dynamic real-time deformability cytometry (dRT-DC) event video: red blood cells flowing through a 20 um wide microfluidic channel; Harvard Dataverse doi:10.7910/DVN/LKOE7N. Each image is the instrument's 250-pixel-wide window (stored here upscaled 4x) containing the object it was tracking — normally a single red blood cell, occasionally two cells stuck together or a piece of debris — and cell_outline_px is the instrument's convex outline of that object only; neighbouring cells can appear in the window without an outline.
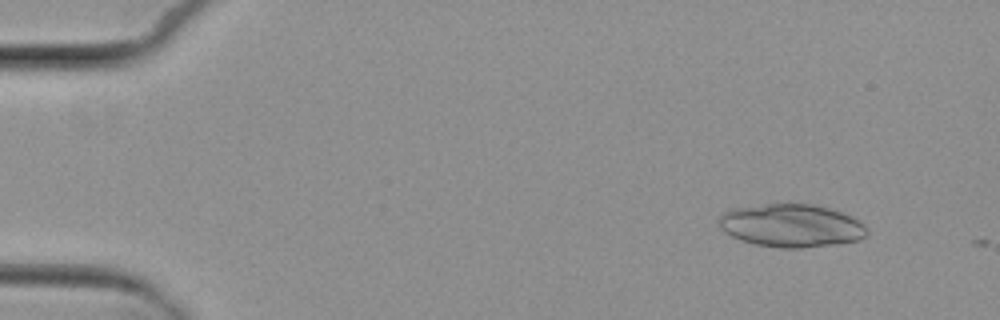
{"species": "common noctule bat (a hibernating species)", "species_latin": "Nyctalus noctula", "temperature_condition": "cold", "stored_images_in_passage": 3, "camera_frame_rate_fps": 3000, "um_per_image_px": 0.085, "animal": {"sex": "female", "body_mass_g": 29.2, "forearm_length_mm": 56.3}, "frame": {"image": 1, "passage_image": 2, "time_ms": 1.333, "image_size_px": [1000, 320], "cell_outline_px": [[868, 232], [860, 240], [836, 244], [804, 248], [780, 248], [756, 244], [740, 240], [724, 232], [720, 228], [720, 216], [724, 212], [736, 208], [768, 204], [812, 204], [828, 208], [852, 216], [860, 220], [864, 224]], "centroid_in_image_um": [67.29, 19.19], "position_along_channel_um": 17.7, "area_um2": 36.99}}